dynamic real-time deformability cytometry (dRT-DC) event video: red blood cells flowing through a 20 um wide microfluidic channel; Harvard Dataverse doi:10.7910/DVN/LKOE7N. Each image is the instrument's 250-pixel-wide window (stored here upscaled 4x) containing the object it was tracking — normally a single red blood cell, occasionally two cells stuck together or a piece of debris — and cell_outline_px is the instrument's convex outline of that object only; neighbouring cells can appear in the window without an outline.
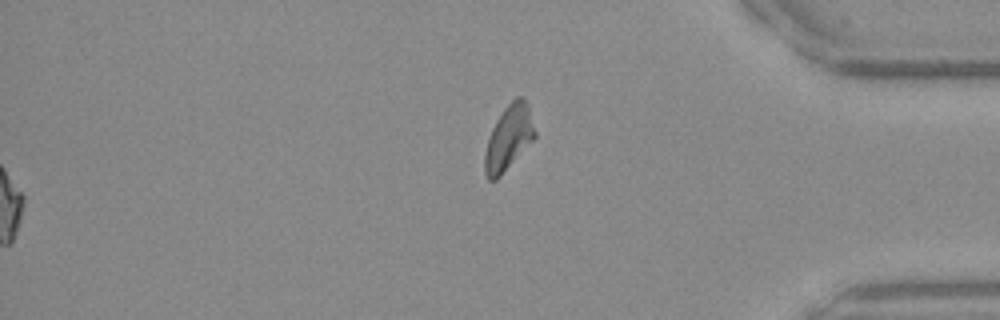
{"species": "Egyptian fruit bat (a non-hibernating species)", "species_latin": "Rousettus aegyptiacus", "temperature_condition": "warm", "stored_images_in_passage": 43, "segment_of_instrument_passage": [2, 2], "camera_frame_rate_fps": 3000, "um_per_image_px": 0.085, "frame": {"image": 1, "passage_image": 43, "time_ms": 14.0, "image_size_px": [1000, 320], "cell_outline_px": [[536, 136], [500, 176], [496, 180], [488, 180], [484, 172], [484, 152], [492, 128], [496, 120], [504, 108], [516, 96], [524, 96], [536, 132]], "centroid_in_image_um": [43.21, 11.71], "position_along_channel_um": 392.0, "area_um2": 18.67}}